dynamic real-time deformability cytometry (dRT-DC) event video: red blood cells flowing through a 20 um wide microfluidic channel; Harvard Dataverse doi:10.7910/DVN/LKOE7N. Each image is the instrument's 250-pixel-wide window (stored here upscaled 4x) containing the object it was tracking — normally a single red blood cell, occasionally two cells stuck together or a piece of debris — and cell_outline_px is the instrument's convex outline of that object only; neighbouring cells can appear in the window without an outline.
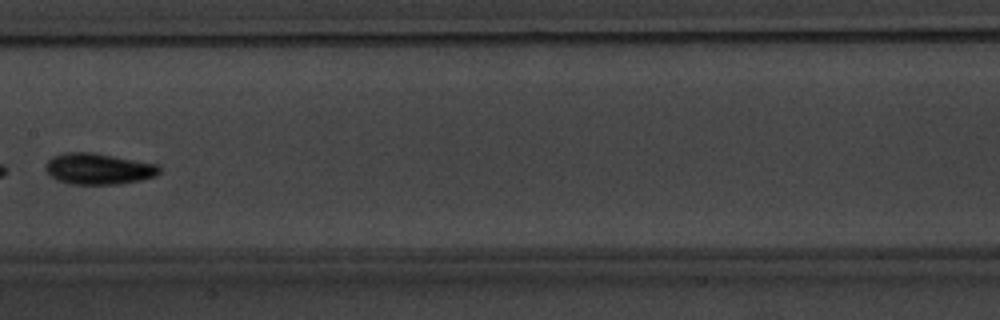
{"species": "common noctule bat (a hibernating species)", "species_latin": "Nyctalus noctula", "temperature_condition": "warm", "stored_images_in_passage": 10, "camera_frame_rate_fps": 3000, "um_per_image_px": 0.085, "animal": {"sex": "male", "body_mass_g": 20.1, "forearm_length_mm": 53.5}, "frame": {"image": 1, "passage_image": 9, "time_ms": 10.333, "image_size_px": [1000, 320], "cell_outline_px": [[160, 172], [156, 176], [140, 180], [120, 184], [68, 184], [56, 180], [44, 168], [48, 160], [52, 156], [64, 152], [92, 152], [156, 164], [160, 168]], "centroid_in_image_um": [8.34, 14.35], "position_along_channel_um": 199.1, "area_um2": 20.63}}